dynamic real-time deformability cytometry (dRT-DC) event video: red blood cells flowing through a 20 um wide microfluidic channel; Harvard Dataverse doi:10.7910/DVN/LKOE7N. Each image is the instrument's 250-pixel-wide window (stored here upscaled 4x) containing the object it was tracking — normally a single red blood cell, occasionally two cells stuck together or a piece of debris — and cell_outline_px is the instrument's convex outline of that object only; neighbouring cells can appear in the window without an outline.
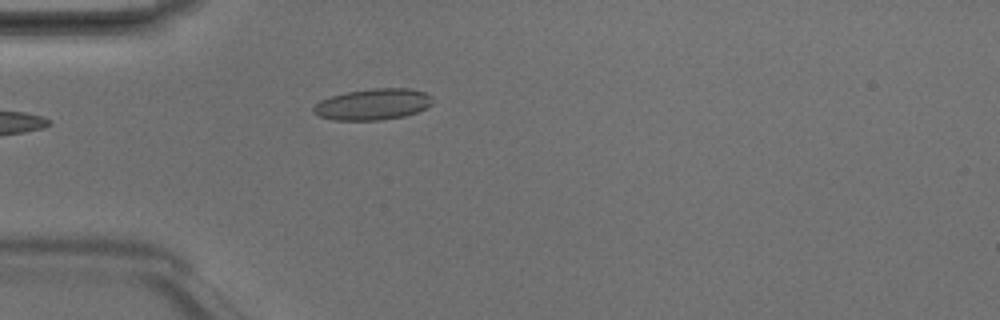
{"species": "Egyptian fruit bat (a non-hibernating species)", "species_latin": "Rousettus aegyptiacus", "temperature_condition": "room temperature", "stored_images_in_passage": 5, "camera_frame_rate_fps": 3000, "um_per_image_px": 0.085, "animal": {"sex": "male"}, "frame": {"image": 1, "passage_image": 5, "time_ms": 1.333, "image_size_px": [1000, 320], "cell_outline_px": [[432, 104], [416, 112], [404, 116], [380, 120], [332, 120], [320, 116], [312, 112], [312, 108], [320, 100], [332, 96], [348, 92], [372, 88], [408, 88], [424, 92], [432, 96]], "centroid_in_image_um": [31.68, 8.86], "position_along_channel_um": 53.3, "area_um2": 21.56}}